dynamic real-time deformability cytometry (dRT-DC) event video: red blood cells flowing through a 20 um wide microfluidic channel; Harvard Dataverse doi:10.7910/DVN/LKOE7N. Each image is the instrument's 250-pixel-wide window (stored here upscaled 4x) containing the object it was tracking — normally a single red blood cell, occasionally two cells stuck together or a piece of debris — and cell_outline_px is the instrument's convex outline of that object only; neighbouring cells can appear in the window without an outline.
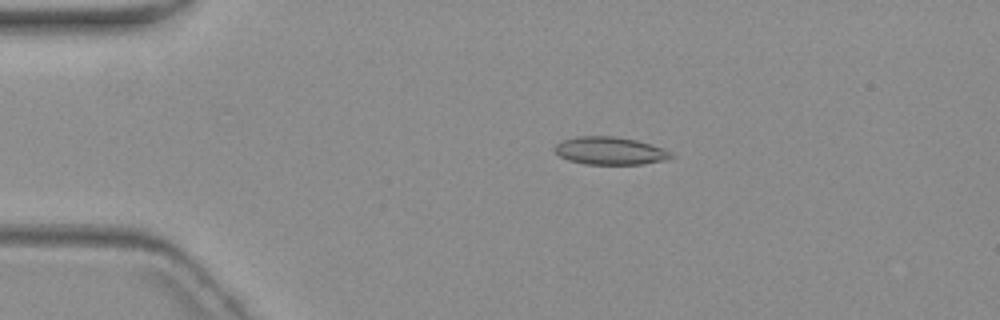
{"species": "common noctule bat (a hibernating species)", "species_latin": "Nyctalus noctula", "temperature_condition": "warm", "stored_images_in_passage": 10, "camera_frame_rate_fps": 3000, "um_per_image_px": 0.085, "animal": {"sex": "female", "body_mass_g": 19.3, "forearm_length_mm": 54.1}, "frame": {"image": 1, "passage_image": 4, "time_ms": 3.667, "image_size_px": [1000, 320], "cell_outline_px": [[676, 156], [668, 160], [644, 164], [584, 164], [568, 160], [560, 156], [552, 148], [560, 140], [576, 136], [616, 136], [636, 140], [652, 144], [664, 148], [672, 152]], "centroid_in_image_um": [51.88, 12.81], "position_along_channel_um": 33.1, "area_um2": 19.25}}
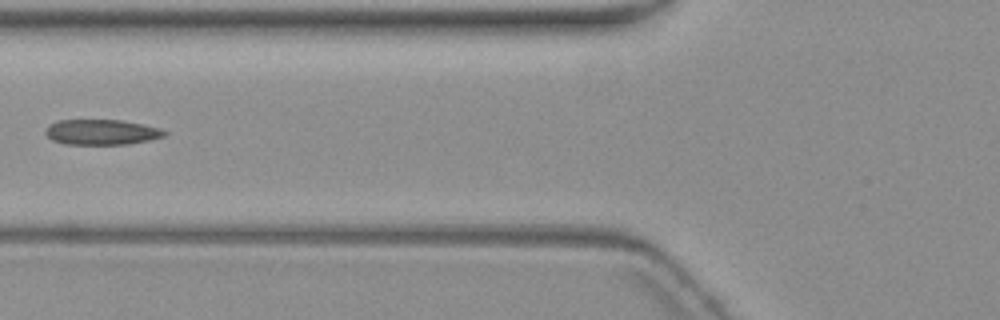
{"frame": {"image": 2, "passage_image": 7, "time_ms": 7.333, "image_size_px": [1000, 320], "cell_outline_px": [[168, 132], [164, 136], [148, 140], [128, 144], [64, 144], [52, 140], [44, 132], [56, 120], [120, 120], [160, 128]], "centroid_in_image_um": [8.63, 11.23], "position_along_channel_um": 117.2, "area_um2": 17.34}}
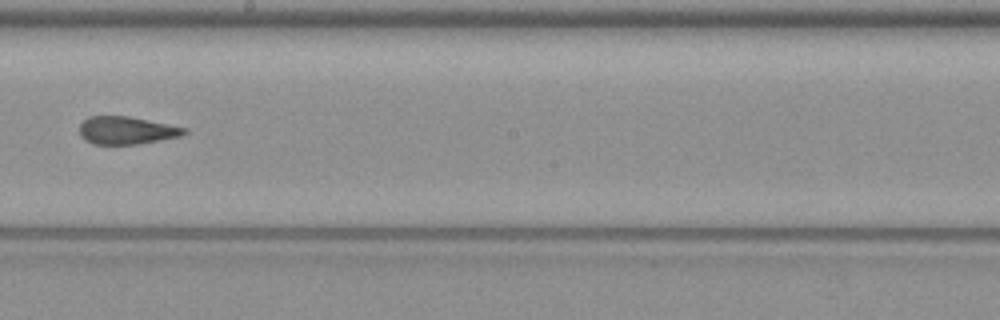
{"frame": {"image": 3, "passage_image": 10, "time_ms": 10.667, "image_size_px": [1000, 320], "cell_outline_px": [[188, 132], [180, 136], [160, 140], [136, 144], [92, 144], [84, 140], [80, 136], [80, 124], [88, 116], [128, 116], [188, 128]], "centroid_in_image_um": [10.74, 11.08], "position_along_channel_um": 237.5, "area_um2": 16.94}}